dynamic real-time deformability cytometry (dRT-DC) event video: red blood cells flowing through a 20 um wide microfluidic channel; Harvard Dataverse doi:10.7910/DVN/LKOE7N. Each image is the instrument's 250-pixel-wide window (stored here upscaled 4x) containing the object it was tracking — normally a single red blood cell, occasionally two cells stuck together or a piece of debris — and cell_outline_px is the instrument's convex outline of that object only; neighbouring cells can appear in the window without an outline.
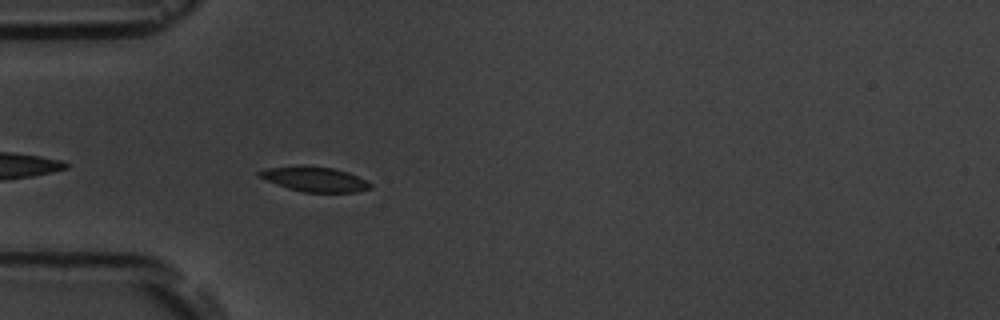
{"species": "common noctule bat (a hibernating species)", "species_latin": "Nyctalus noctula", "temperature_condition": "room temperature", "stored_images_in_passage": 5, "camera_frame_rate_fps": 3000, "um_per_image_px": 0.085, "animal": {"sex": "male", "body_mass_g": 19.5, "forearm_length_mm": 54.6}, "frame": {"image": 1, "passage_image": 5, "time_ms": 5.667, "image_size_px": [1000, 320], "cell_outline_px": [[372, 188], [356, 192], [304, 192], [288, 188], [276, 184], [256, 176], [256, 172], [264, 168], [300, 164], [304, 164], [332, 168], [348, 172], [368, 180], [372, 184]], "centroid_in_image_um": [26.71, 15.2], "position_along_channel_um": 58.3, "area_um2": 16.53}}